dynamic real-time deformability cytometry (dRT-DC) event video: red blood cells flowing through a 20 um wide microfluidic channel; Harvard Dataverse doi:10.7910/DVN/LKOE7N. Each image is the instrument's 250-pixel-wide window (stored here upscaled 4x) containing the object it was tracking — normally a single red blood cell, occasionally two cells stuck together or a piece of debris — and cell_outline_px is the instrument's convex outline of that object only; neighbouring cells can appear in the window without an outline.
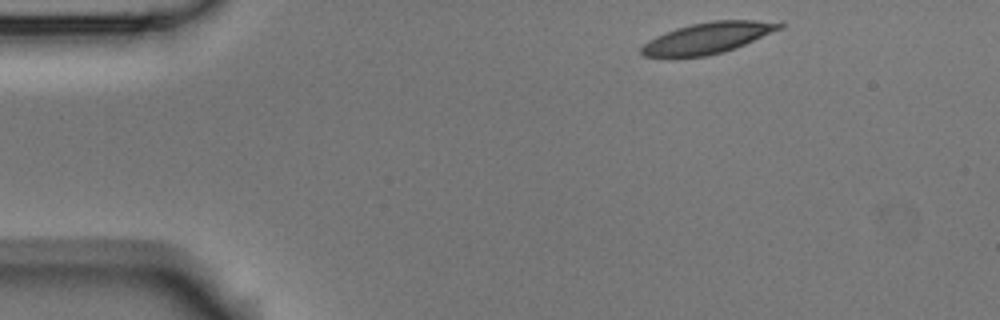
{"species": "Egyptian fruit bat (a non-hibernating species)", "species_latin": "Rousettus aegyptiacus", "temperature_condition": "room temperature", "stored_images_in_passage": 3, "camera_frame_rate_fps": 3000, "um_per_image_px": 0.085, "animal": {"sex": "male"}, "frame": {"image": 1, "passage_image": 1, "time_ms": 0.0, "image_size_px": [1000, 320], "cell_outline_px": [[788, 24], [784, 28], [744, 44], [720, 52], [704, 56], [644, 56], [640, 52], [640, 48], [648, 40], [656, 36], [676, 28], [692, 24], [712, 20], [756, 20]], "centroid_in_image_um": [60.18, 3.2], "position_along_channel_um": 24.8, "area_um2": 24.57}}